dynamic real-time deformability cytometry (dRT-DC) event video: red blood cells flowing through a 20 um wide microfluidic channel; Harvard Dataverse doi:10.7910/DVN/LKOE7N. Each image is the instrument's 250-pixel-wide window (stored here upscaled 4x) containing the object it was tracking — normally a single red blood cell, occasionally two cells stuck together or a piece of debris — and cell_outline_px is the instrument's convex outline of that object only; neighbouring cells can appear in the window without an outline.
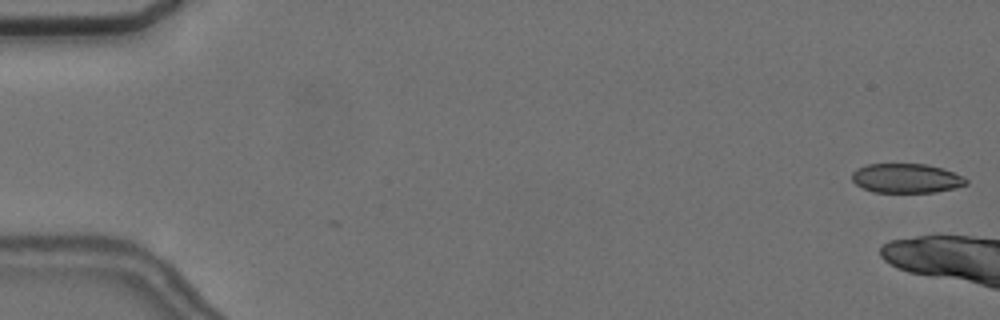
{"species": "common noctule bat (a hibernating species)", "species_latin": "Nyctalus noctula", "temperature_condition": "cold", "stored_images_in_passage": 3, "camera_frame_rate_fps": 3000, "um_per_image_px": 0.085, "animal": {"sex": "female", "body_mass_g": 24.6, "forearm_length_mm": 56.2}, "frame": {"image": 1, "passage_image": 1, "time_ms": 0.0, "image_size_px": [1000, 320], "cell_outline_px": [[968, 184], [956, 188], [936, 192], [872, 192], [856, 184], [852, 180], [852, 172], [856, 168], [868, 164], [928, 164], [964, 176], [968, 180]], "centroid_in_image_um": [77.05, 15.15], "position_along_channel_um": 8.0, "area_um2": 19.59}}